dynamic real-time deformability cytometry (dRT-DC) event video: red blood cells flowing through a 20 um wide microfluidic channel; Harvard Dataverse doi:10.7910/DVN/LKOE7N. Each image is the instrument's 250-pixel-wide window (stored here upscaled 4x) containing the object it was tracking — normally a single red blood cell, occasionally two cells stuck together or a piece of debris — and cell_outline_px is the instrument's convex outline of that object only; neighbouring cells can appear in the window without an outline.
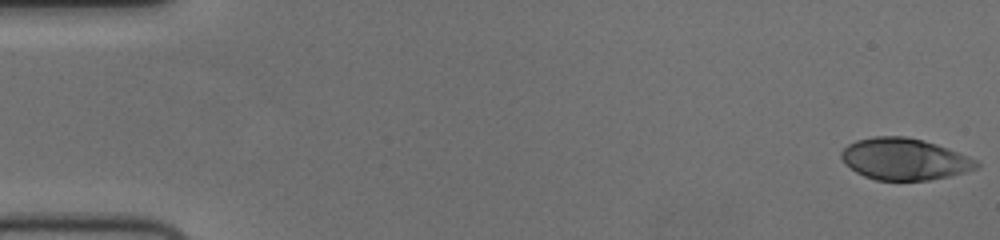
{"species": "human", "species_latin": "Homo sapiens", "temperature_condition": "cold", "stored_images_in_passage": 55, "camera_frame_rate_fps": 3000, "um_per_image_px": 0.085, "donor": {"sex": "female"}, "frame": {"image": 1, "passage_image": 1, "time_ms": 0.0, "image_size_px": [1000, 240], "cell_outline_px": [[980, 164], [976, 168], [964, 172], [948, 176], [928, 180], [876, 180], [864, 176], [856, 172], [844, 164], [840, 156], [840, 152], [848, 144], [856, 140], [872, 136], [904, 136], [936, 144], [976, 160]], "centroid_in_image_um": [76.8, 13.52], "position_along_channel_um": 8.2, "area_um2": 32.54}}
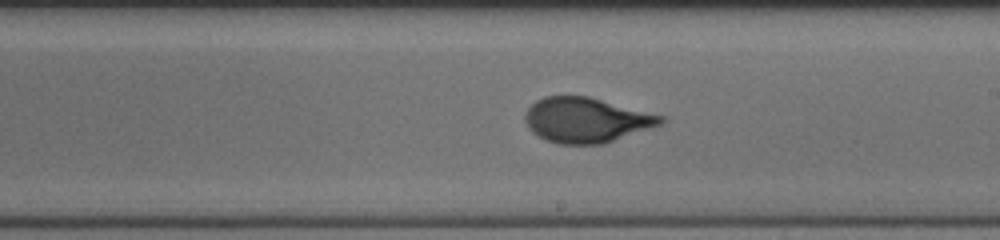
{"frame": {"image": 2, "passage_image": 32, "time_ms": 10.333, "image_size_px": [1000, 240], "cell_outline_px": [[668, 120], [664, 124], [604, 144], [556, 144], [544, 140], [532, 132], [528, 128], [524, 120], [524, 112], [536, 100], [544, 96], [588, 96], [664, 116]], "centroid_in_image_um": [49.83, 10.21], "position_along_channel_um": 239.2, "area_um2": 36.01}}
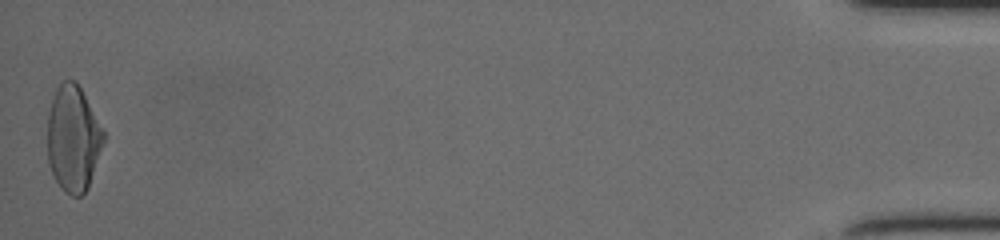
{"frame": {"image": 3, "passage_image": 55, "time_ms": 18.0, "image_size_px": [1000, 240], "cell_outline_px": [[104, 140], [88, 188], [80, 196], [72, 196], [64, 192], [60, 188], [52, 176], [48, 160], [48, 112], [56, 88], [64, 80], [76, 80], [104, 128]], "centroid_in_image_um": [6.22, 11.78], "position_along_channel_um": 429.0, "area_um2": 34.85}, "authors_computed_cell_mechanics": {"area_um2": 34.6222, "velocity_mm_per_s": 3.747, "shape_relaxation_time_tau1_ms": 4.5087, "shape_relaxation_time_tau2_ms": null, "deformation_change_tau1": 0.1775, "deformation_change_tau2": null}}